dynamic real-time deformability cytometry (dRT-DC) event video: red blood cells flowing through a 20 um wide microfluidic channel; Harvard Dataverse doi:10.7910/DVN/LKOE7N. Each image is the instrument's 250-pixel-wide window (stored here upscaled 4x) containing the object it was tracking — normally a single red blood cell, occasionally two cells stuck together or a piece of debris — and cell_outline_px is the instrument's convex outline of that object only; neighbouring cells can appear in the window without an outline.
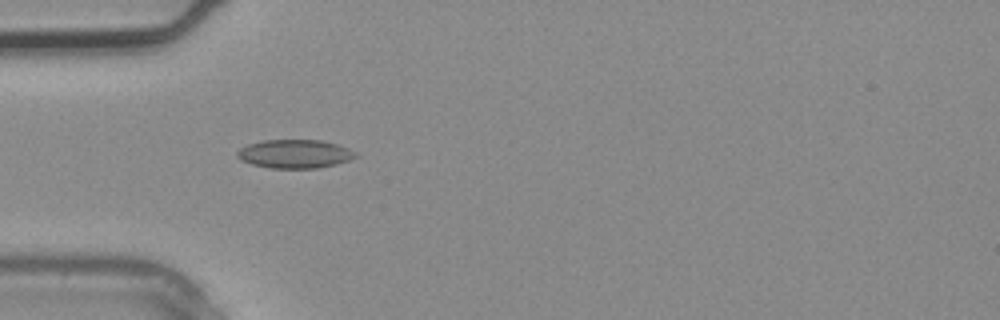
{"species": "common noctule bat (a hibernating species)", "species_latin": "Nyctalus noctula", "temperature_condition": "warm", "stored_images_in_passage": 3, "camera_frame_rate_fps": 3000, "um_per_image_px": 0.085, "animal": {"sex": "male", "body_mass_g": 20.4}, "frame": {"image": 1, "passage_image": 3, "time_ms": 0.667, "image_size_px": [1000, 320], "cell_outline_px": [[360, 156], [336, 164], [316, 168], [272, 168], [252, 164], [240, 160], [236, 156], [236, 152], [240, 148], [248, 144], [264, 140], [320, 140], [336, 144], [348, 148], [356, 152]], "centroid_in_image_um": [25.05, 13.08], "position_along_channel_um": 60.0, "area_um2": 19.71}}